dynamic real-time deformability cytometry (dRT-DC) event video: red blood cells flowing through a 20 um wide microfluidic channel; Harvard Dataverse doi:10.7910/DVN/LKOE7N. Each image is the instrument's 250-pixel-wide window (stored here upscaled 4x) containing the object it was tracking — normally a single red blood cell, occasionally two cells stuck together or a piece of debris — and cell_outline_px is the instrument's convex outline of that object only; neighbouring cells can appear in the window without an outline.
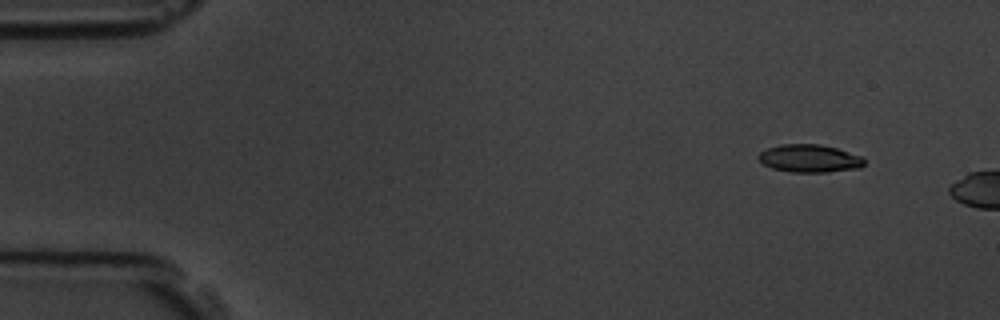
{"species": "common noctule bat (a hibernating species)", "species_latin": "Nyctalus noctula", "temperature_condition": "room temperature", "stored_images_in_passage": 6, "segment_of_instrument_passage": [2, 2], "camera_frame_rate_fps": 3000, "um_per_image_px": 0.085, "animal": {"sex": "male", "body_mass_g": 19.5, "forearm_length_mm": 54.6}, "frame": {"image": 1, "passage_image": 6, "time_ms": 5.667, "image_size_px": [1000, 320], "cell_outline_px": [[864, 164], [860, 168], [828, 172], [792, 172], [772, 168], [764, 164], [756, 156], [760, 152], [768, 148], [780, 144], [820, 144], [836, 148], [864, 156]], "centroid_in_image_um": [68.83, 13.46], "position_along_channel_um": 16.2, "area_um2": 17.22}}